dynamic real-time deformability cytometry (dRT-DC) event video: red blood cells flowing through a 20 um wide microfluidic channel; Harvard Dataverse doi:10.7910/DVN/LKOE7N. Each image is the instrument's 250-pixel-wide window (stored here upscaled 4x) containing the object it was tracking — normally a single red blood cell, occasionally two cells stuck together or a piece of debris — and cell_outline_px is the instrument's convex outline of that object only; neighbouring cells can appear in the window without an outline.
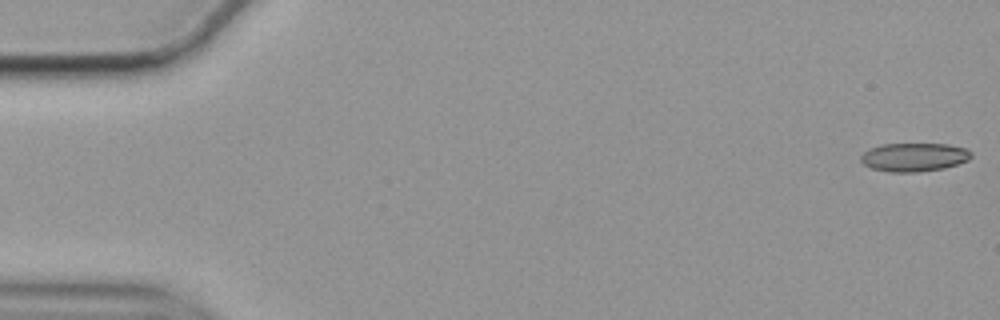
{"species": "common noctule bat (a hibernating species)", "species_latin": "Nyctalus noctula", "temperature_condition": "cold", "stored_images_in_passage": 56, "camera_frame_rate_fps": 3000, "um_per_image_px": 0.085, "animal": {"sex": "female", "body_mass_g": 19.9}, "frame": {"image": 1, "passage_image": 1, "time_ms": 0.0, "image_size_px": [1000, 320], "cell_outline_px": [[972, 156], [968, 160], [944, 168], [916, 172], [888, 172], [872, 168], [864, 164], [860, 160], [860, 156], [868, 148], [880, 144], [948, 144], [968, 148], [972, 152]], "centroid_in_image_um": [77.69, 13.35], "position_along_channel_um": 7.3, "area_um2": 18.5}}
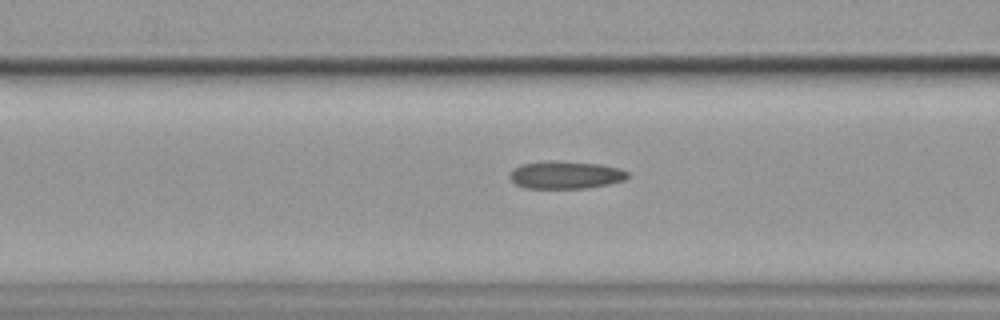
{"frame": {"image": 2, "passage_image": 22, "time_ms": 7.0, "image_size_px": [1000, 320], "cell_outline_px": [[628, 176], [624, 180], [608, 184], [584, 188], [524, 188], [516, 184], [508, 176], [512, 168], [520, 164], [548, 160], [560, 160], [600, 164], [620, 168], [628, 172]], "centroid_in_image_um": [48.03, 14.85], "position_along_channel_um": 118.6, "area_um2": 19.25}}
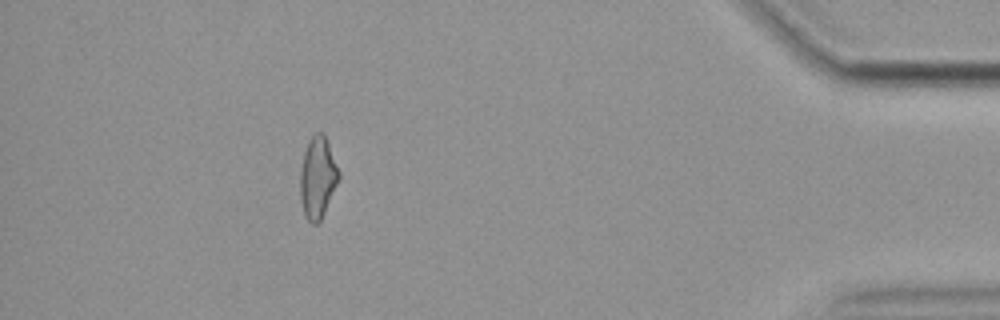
{"frame": {"image": 3, "passage_image": 51, "time_ms": 16.667, "image_size_px": [1000, 320], "cell_outline_px": [[340, 176], [324, 212], [320, 220], [316, 224], [312, 224], [308, 220], [304, 212], [300, 200], [300, 172], [304, 152], [308, 140], [316, 132], [324, 132], [340, 172]], "centroid_in_image_um": [26.99, 15.05], "position_along_channel_um": 408.2, "area_um2": 18.21}, "authors_computed_cell_mechanics": {"area_um2": 18.496, "velocity_mm_per_s": 3.55, "shape_relaxation_time_tau1_ms": null, "shape_relaxation_time_tau2_ms": 3.7914, "deformation_change_tau1": null, "deformation_change_tau2": 0.1165}}